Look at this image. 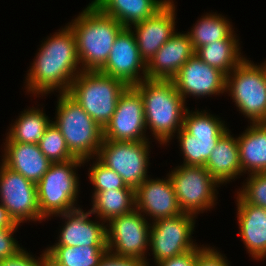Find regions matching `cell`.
<instances>
[{"label":"cell","mask_w":266,"mask_h":266,"mask_svg":"<svg viewBox=\"0 0 266 266\" xmlns=\"http://www.w3.org/2000/svg\"><path fill=\"white\" fill-rule=\"evenodd\" d=\"M38 51L24 82L26 91L42 97L57 89L59 93H68L72 81L82 72L71 27L65 25L48 36Z\"/></svg>","instance_id":"6da1fadb"},{"label":"cell","mask_w":266,"mask_h":266,"mask_svg":"<svg viewBox=\"0 0 266 266\" xmlns=\"http://www.w3.org/2000/svg\"><path fill=\"white\" fill-rule=\"evenodd\" d=\"M134 87L142 96L146 128L166 145L183 127L186 102L172 80L146 78Z\"/></svg>","instance_id":"7a4b0ae2"},{"label":"cell","mask_w":266,"mask_h":266,"mask_svg":"<svg viewBox=\"0 0 266 266\" xmlns=\"http://www.w3.org/2000/svg\"><path fill=\"white\" fill-rule=\"evenodd\" d=\"M68 25L76 38L82 71H99L105 65L116 36L124 28L92 3Z\"/></svg>","instance_id":"3957f363"},{"label":"cell","mask_w":266,"mask_h":266,"mask_svg":"<svg viewBox=\"0 0 266 266\" xmlns=\"http://www.w3.org/2000/svg\"><path fill=\"white\" fill-rule=\"evenodd\" d=\"M56 120L70 153L83 164L97 156L103 142V129L68 94L59 93Z\"/></svg>","instance_id":"277c9868"},{"label":"cell","mask_w":266,"mask_h":266,"mask_svg":"<svg viewBox=\"0 0 266 266\" xmlns=\"http://www.w3.org/2000/svg\"><path fill=\"white\" fill-rule=\"evenodd\" d=\"M127 87L122 80L99 71H82L72 81L68 94L104 129Z\"/></svg>","instance_id":"5b68a950"},{"label":"cell","mask_w":266,"mask_h":266,"mask_svg":"<svg viewBox=\"0 0 266 266\" xmlns=\"http://www.w3.org/2000/svg\"><path fill=\"white\" fill-rule=\"evenodd\" d=\"M81 165H84L83 160L78 158L52 163L38 181L37 200L44 219L79 208L76 205L79 177L75 169Z\"/></svg>","instance_id":"8992f818"},{"label":"cell","mask_w":266,"mask_h":266,"mask_svg":"<svg viewBox=\"0 0 266 266\" xmlns=\"http://www.w3.org/2000/svg\"><path fill=\"white\" fill-rule=\"evenodd\" d=\"M226 93L250 123H266V61L244 58L226 75Z\"/></svg>","instance_id":"52a82bcc"},{"label":"cell","mask_w":266,"mask_h":266,"mask_svg":"<svg viewBox=\"0 0 266 266\" xmlns=\"http://www.w3.org/2000/svg\"><path fill=\"white\" fill-rule=\"evenodd\" d=\"M206 111H185L183 127L176 132L183 153L182 165L204 166L218 140L229 130L225 121Z\"/></svg>","instance_id":"ba28073f"},{"label":"cell","mask_w":266,"mask_h":266,"mask_svg":"<svg viewBox=\"0 0 266 266\" xmlns=\"http://www.w3.org/2000/svg\"><path fill=\"white\" fill-rule=\"evenodd\" d=\"M183 213L196 216L213 208L219 183L204 166L182 165L168 173Z\"/></svg>","instance_id":"9c48e42d"},{"label":"cell","mask_w":266,"mask_h":266,"mask_svg":"<svg viewBox=\"0 0 266 266\" xmlns=\"http://www.w3.org/2000/svg\"><path fill=\"white\" fill-rule=\"evenodd\" d=\"M149 143L103 140L96 158L119 174L126 186L135 190L148 178Z\"/></svg>","instance_id":"30bf717a"},{"label":"cell","mask_w":266,"mask_h":266,"mask_svg":"<svg viewBox=\"0 0 266 266\" xmlns=\"http://www.w3.org/2000/svg\"><path fill=\"white\" fill-rule=\"evenodd\" d=\"M106 225L107 249L110 253L146 260L150 246V227L138 210L113 217ZM146 252V253H145Z\"/></svg>","instance_id":"8fae6325"},{"label":"cell","mask_w":266,"mask_h":266,"mask_svg":"<svg viewBox=\"0 0 266 266\" xmlns=\"http://www.w3.org/2000/svg\"><path fill=\"white\" fill-rule=\"evenodd\" d=\"M196 216L188 213L161 218L150 227V251L154 262L159 263L197 247L192 239Z\"/></svg>","instance_id":"7c38bea8"},{"label":"cell","mask_w":266,"mask_h":266,"mask_svg":"<svg viewBox=\"0 0 266 266\" xmlns=\"http://www.w3.org/2000/svg\"><path fill=\"white\" fill-rule=\"evenodd\" d=\"M0 199L14 223L45 220L38 206L36 183L3 163L0 165Z\"/></svg>","instance_id":"4fadbf2b"},{"label":"cell","mask_w":266,"mask_h":266,"mask_svg":"<svg viewBox=\"0 0 266 266\" xmlns=\"http://www.w3.org/2000/svg\"><path fill=\"white\" fill-rule=\"evenodd\" d=\"M142 96L134 86L121 94L111 120L103 129V140L149 141Z\"/></svg>","instance_id":"5bb4252c"},{"label":"cell","mask_w":266,"mask_h":266,"mask_svg":"<svg viewBox=\"0 0 266 266\" xmlns=\"http://www.w3.org/2000/svg\"><path fill=\"white\" fill-rule=\"evenodd\" d=\"M99 72L122 80L128 86L147 78L146 63L140 57L132 26L124 27L116 36L109 57Z\"/></svg>","instance_id":"9a60e30c"},{"label":"cell","mask_w":266,"mask_h":266,"mask_svg":"<svg viewBox=\"0 0 266 266\" xmlns=\"http://www.w3.org/2000/svg\"><path fill=\"white\" fill-rule=\"evenodd\" d=\"M172 81L184 101L189 96L204 98L226 92V74L209 66L195 54L180 68Z\"/></svg>","instance_id":"2e32d148"},{"label":"cell","mask_w":266,"mask_h":266,"mask_svg":"<svg viewBox=\"0 0 266 266\" xmlns=\"http://www.w3.org/2000/svg\"><path fill=\"white\" fill-rule=\"evenodd\" d=\"M135 201L136 210L150 216L152 222L183 213L169 175L164 179L147 178L135 189Z\"/></svg>","instance_id":"e0dca14e"},{"label":"cell","mask_w":266,"mask_h":266,"mask_svg":"<svg viewBox=\"0 0 266 266\" xmlns=\"http://www.w3.org/2000/svg\"><path fill=\"white\" fill-rule=\"evenodd\" d=\"M175 4L170 0L153 17L133 24L140 57L147 64L175 31ZM135 29V30H134Z\"/></svg>","instance_id":"ac0fdd59"},{"label":"cell","mask_w":266,"mask_h":266,"mask_svg":"<svg viewBox=\"0 0 266 266\" xmlns=\"http://www.w3.org/2000/svg\"><path fill=\"white\" fill-rule=\"evenodd\" d=\"M90 215V210L84 212L80 207L55 215L65 219V224L60 229L58 242L53 246L107 247L105 222L92 221Z\"/></svg>","instance_id":"d6986e66"},{"label":"cell","mask_w":266,"mask_h":266,"mask_svg":"<svg viewBox=\"0 0 266 266\" xmlns=\"http://www.w3.org/2000/svg\"><path fill=\"white\" fill-rule=\"evenodd\" d=\"M194 54L188 33L175 32L146 64L147 78L172 80Z\"/></svg>","instance_id":"ffe728a7"},{"label":"cell","mask_w":266,"mask_h":266,"mask_svg":"<svg viewBox=\"0 0 266 266\" xmlns=\"http://www.w3.org/2000/svg\"><path fill=\"white\" fill-rule=\"evenodd\" d=\"M236 195L238 234L251 257L262 260L266 258V209L249 204Z\"/></svg>","instance_id":"44dd1931"},{"label":"cell","mask_w":266,"mask_h":266,"mask_svg":"<svg viewBox=\"0 0 266 266\" xmlns=\"http://www.w3.org/2000/svg\"><path fill=\"white\" fill-rule=\"evenodd\" d=\"M2 163L26 179L38 183L52 162L41 152L38 144L5 142Z\"/></svg>","instance_id":"7402d4cb"},{"label":"cell","mask_w":266,"mask_h":266,"mask_svg":"<svg viewBox=\"0 0 266 266\" xmlns=\"http://www.w3.org/2000/svg\"><path fill=\"white\" fill-rule=\"evenodd\" d=\"M228 130L217 142L204 167L220 184L235 180L242 175L239 162V146L237 138Z\"/></svg>","instance_id":"603a6c76"},{"label":"cell","mask_w":266,"mask_h":266,"mask_svg":"<svg viewBox=\"0 0 266 266\" xmlns=\"http://www.w3.org/2000/svg\"><path fill=\"white\" fill-rule=\"evenodd\" d=\"M170 0H92L102 13L115 18L123 27H130L153 17Z\"/></svg>","instance_id":"cb8c5ba5"},{"label":"cell","mask_w":266,"mask_h":266,"mask_svg":"<svg viewBox=\"0 0 266 266\" xmlns=\"http://www.w3.org/2000/svg\"><path fill=\"white\" fill-rule=\"evenodd\" d=\"M237 143L242 174L266 173V123H250Z\"/></svg>","instance_id":"d4e9b609"},{"label":"cell","mask_w":266,"mask_h":266,"mask_svg":"<svg viewBox=\"0 0 266 266\" xmlns=\"http://www.w3.org/2000/svg\"><path fill=\"white\" fill-rule=\"evenodd\" d=\"M91 214H97L105 223L113 217L131 213L136 209L134 189H113L94 192Z\"/></svg>","instance_id":"484cf974"},{"label":"cell","mask_w":266,"mask_h":266,"mask_svg":"<svg viewBox=\"0 0 266 266\" xmlns=\"http://www.w3.org/2000/svg\"><path fill=\"white\" fill-rule=\"evenodd\" d=\"M51 122L44 110L35 107L24 109L11 125L5 142L38 144Z\"/></svg>","instance_id":"4316f807"},{"label":"cell","mask_w":266,"mask_h":266,"mask_svg":"<svg viewBox=\"0 0 266 266\" xmlns=\"http://www.w3.org/2000/svg\"><path fill=\"white\" fill-rule=\"evenodd\" d=\"M201 17L188 32L194 51L218 40L237 39L231 22L222 14L217 15L216 12L215 14L213 12Z\"/></svg>","instance_id":"83f0119b"},{"label":"cell","mask_w":266,"mask_h":266,"mask_svg":"<svg viewBox=\"0 0 266 266\" xmlns=\"http://www.w3.org/2000/svg\"><path fill=\"white\" fill-rule=\"evenodd\" d=\"M239 45V39L218 40L198 48L195 55L228 75L245 58Z\"/></svg>","instance_id":"f1b7e54d"},{"label":"cell","mask_w":266,"mask_h":266,"mask_svg":"<svg viewBox=\"0 0 266 266\" xmlns=\"http://www.w3.org/2000/svg\"><path fill=\"white\" fill-rule=\"evenodd\" d=\"M49 266H98L107 247L50 246L45 249Z\"/></svg>","instance_id":"f546056e"},{"label":"cell","mask_w":266,"mask_h":266,"mask_svg":"<svg viewBox=\"0 0 266 266\" xmlns=\"http://www.w3.org/2000/svg\"><path fill=\"white\" fill-rule=\"evenodd\" d=\"M41 152L52 162H66L75 157L70 153L65 138L60 130L51 122L46 128L43 138L38 143Z\"/></svg>","instance_id":"4dcf8cb0"},{"label":"cell","mask_w":266,"mask_h":266,"mask_svg":"<svg viewBox=\"0 0 266 266\" xmlns=\"http://www.w3.org/2000/svg\"><path fill=\"white\" fill-rule=\"evenodd\" d=\"M96 162L88 169V177L90 183L93 185L94 192H101L106 190L115 189H133L132 187L126 186L123 182L122 177L112 169L105 166L97 158Z\"/></svg>","instance_id":"1f68e13d"},{"label":"cell","mask_w":266,"mask_h":266,"mask_svg":"<svg viewBox=\"0 0 266 266\" xmlns=\"http://www.w3.org/2000/svg\"><path fill=\"white\" fill-rule=\"evenodd\" d=\"M237 194L247 203L266 209V173L250 174Z\"/></svg>","instance_id":"d6a6232c"},{"label":"cell","mask_w":266,"mask_h":266,"mask_svg":"<svg viewBox=\"0 0 266 266\" xmlns=\"http://www.w3.org/2000/svg\"><path fill=\"white\" fill-rule=\"evenodd\" d=\"M22 249L17 254L0 260V266H49L46 250L35 259L34 255Z\"/></svg>","instance_id":"836d02e7"},{"label":"cell","mask_w":266,"mask_h":266,"mask_svg":"<svg viewBox=\"0 0 266 266\" xmlns=\"http://www.w3.org/2000/svg\"><path fill=\"white\" fill-rule=\"evenodd\" d=\"M17 229L18 227L0 229V260L13 256L23 249L13 237Z\"/></svg>","instance_id":"e575fe53"},{"label":"cell","mask_w":266,"mask_h":266,"mask_svg":"<svg viewBox=\"0 0 266 266\" xmlns=\"http://www.w3.org/2000/svg\"><path fill=\"white\" fill-rule=\"evenodd\" d=\"M214 247L198 245V255L195 266H229V261ZM231 266V265H230Z\"/></svg>","instance_id":"d590c367"},{"label":"cell","mask_w":266,"mask_h":266,"mask_svg":"<svg viewBox=\"0 0 266 266\" xmlns=\"http://www.w3.org/2000/svg\"><path fill=\"white\" fill-rule=\"evenodd\" d=\"M98 266H149L147 260L117 256L107 251Z\"/></svg>","instance_id":"8d00e7d4"},{"label":"cell","mask_w":266,"mask_h":266,"mask_svg":"<svg viewBox=\"0 0 266 266\" xmlns=\"http://www.w3.org/2000/svg\"><path fill=\"white\" fill-rule=\"evenodd\" d=\"M198 255V246L181 255L156 263L157 266H195Z\"/></svg>","instance_id":"74e56055"},{"label":"cell","mask_w":266,"mask_h":266,"mask_svg":"<svg viewBox=\"0 0 266 266\" xmlns=\"http://www.w3.org/2000/svg\"><path fill=\"white\" fill-rule=\"evenodd\" d=\"M21 224L14 223L13 220L8 216L6 209L0 203V229L6 227H18Z\"/></svg>","instance_id":"f35d334b"}]
</instances>
